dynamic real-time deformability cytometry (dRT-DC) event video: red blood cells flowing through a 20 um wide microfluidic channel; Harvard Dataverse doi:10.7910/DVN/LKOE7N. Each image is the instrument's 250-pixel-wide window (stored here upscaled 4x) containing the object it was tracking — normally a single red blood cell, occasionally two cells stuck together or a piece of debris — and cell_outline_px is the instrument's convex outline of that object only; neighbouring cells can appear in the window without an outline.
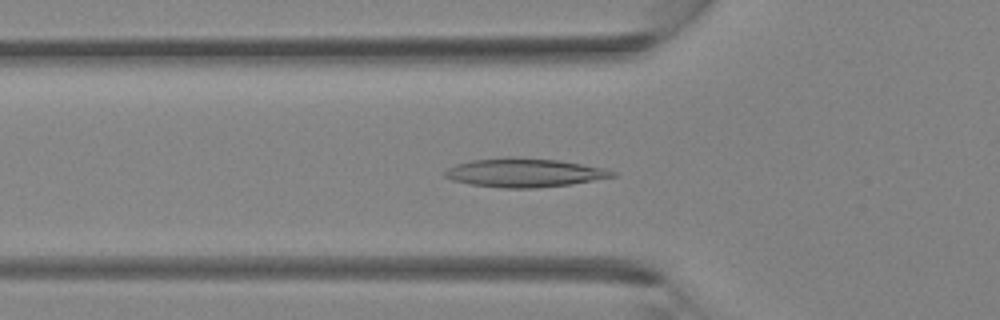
{"species": "Egyptian fruit bat (a non-hibernating species)", "species_latin": "Rousettus aegyptiacus", "temperature_condition": "room temperature", "stored_images_in_passage": 38, "camera_frame_rate_fps": 3000, "um_per_image_px": 0.085, "animal": {"sex": "female"}, "frame": {"image": 1, "passage_image": 13, "time_ms": 4.0, "image_size_px": [1000, 320], "cell_outline_px": [[616, 176], [572, 184], [536, 188], [504, 188], [468, 184], [452, 180], [444, 176], [444, 172], [448, 168], [456, 164], [472, 160], [508, 156], [520, 156], [560, 160], [604, 168], [616, 172]], "centroid_in_image_um": [44.56, 14.67], "position_along_channel_um": 81.2, "area_um2": 28.38}}
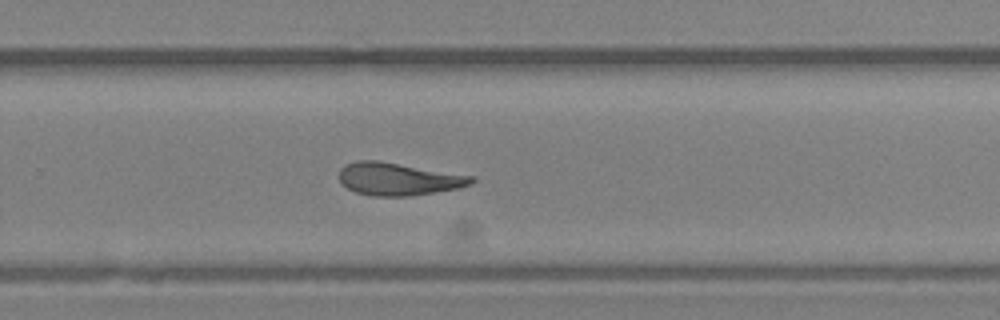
{"frame": {"image": 2, "passage_image": 25, "time_ms": 8.0, "image_size_px": [1000, 320], "cell_outline_px": [[476, 180], [472, 184], [460, 188], [436, 192], [408, 196], [372, 196], [356, 192], [340, 184], [340, 168], [344, 164], [356, 160], [380, 160], [476, 176]], "centroid_in_image_um": [33.89, 15.2], "position_along_channel_um": 295.9, "area_um2": 25.61}}
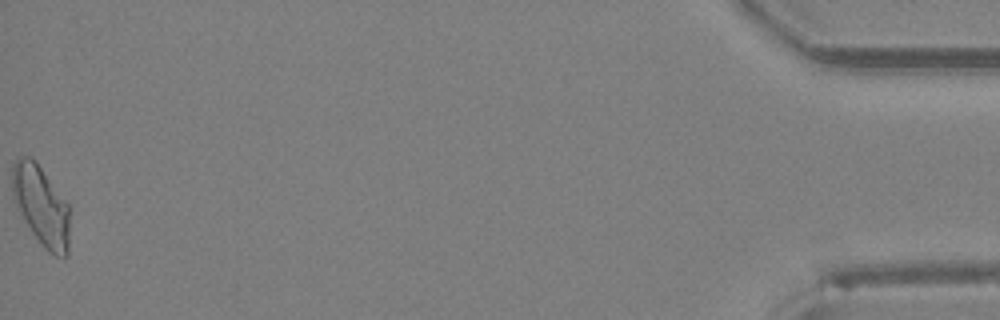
{"frame": {"image": 3, "passage_image": 38, "time_ms": 12.333, "image_size_px": [1000, 320], "cell_outline_px": [[68, 256], [56, 256], [48, 252], [44, 248], [32, 232], [20, 212], [12, 196], [12, 164], [20, 156], [32, 156], [36, 160], [68, 200]], "centroid_in_image_um": [3.5, 17.42], "position_along_channel_um": 431.7, "area_um2": 26.99}}